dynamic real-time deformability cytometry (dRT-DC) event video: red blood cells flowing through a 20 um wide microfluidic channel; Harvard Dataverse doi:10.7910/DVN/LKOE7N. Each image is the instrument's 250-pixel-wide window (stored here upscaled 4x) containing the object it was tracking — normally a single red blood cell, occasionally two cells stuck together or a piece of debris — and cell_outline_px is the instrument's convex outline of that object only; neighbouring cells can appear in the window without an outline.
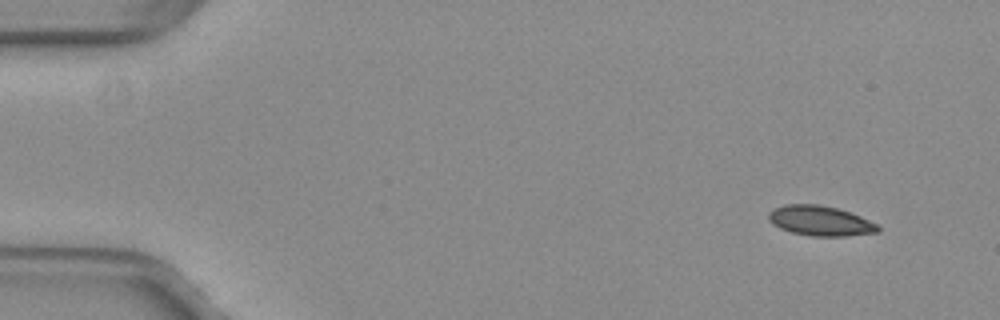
{"species": "common noctule bat (a hibernating species)", "species_latin": "Nyctalus noctula", "temperature_condition": "warm", "stored_images_in_passage": 49, "camera_frame_rate_fps": 3000, "um_per_image_px": 0.085, "animal": {"sex": "female", "body_mass_g": 29.2, "forearm_length_mm": 56.3}, "frame": {"image": 1, "passage_image": 1, "time_ms": 0.0, "image_size_px": [1000, 320], "cell_outline_px": [[880, 232], [844, 236], [812, 236], [792, 232], [780, 228], [772, 224], [768, 220], [768, 212], [772, 208], [784, 204], [820, 204], [836, 208], [860, 216], [876, 224], [880, 228]], "centroid_in_image_um": [69.67, 18.76], "position_along_channel_um": 15.3, "area_um2": 19.13}}
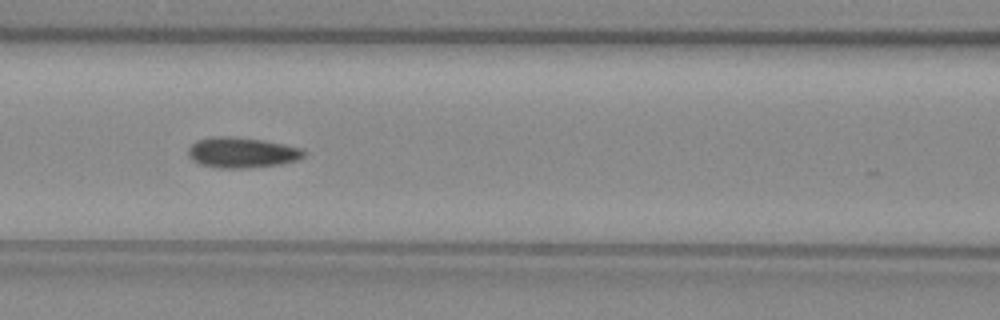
{"frame": {"image": 2, "passage_image": 20, "time_ms": 6.333, "image_size_px": [1000, 320], "cell_outline_px": [[308, 152], [304, 156], [296, 160], [280, 164], [244, 168], [220, 168], [200, 164], [192, 160], [188, 156], [188, 148], [196, 140], [212, 136], [228, 136], [264, 140], [304, 148]], "centroid_in_image_um": [20.57, 12.96], "position_along_channel_um": 146.0, "area_um2": 20.69}}
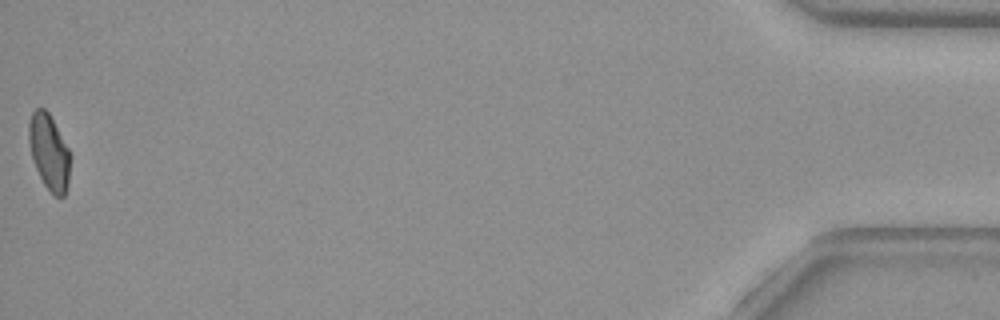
{"frame": {"image": 3, "passage_image": 49, "time_ms": 16.0, "image_size_px": [1000, 320], "cell_outline_px": [[72, 156], [68, 184], [64, 196], [56, 196], [44, 184], [36, 168], [32, 156], [28, 140], [28, 124], [32, 112], [36, 108], [44, 108], [48, 112], [68, 148]], "centroid_in_image_um": [4.19, 12.91], "position_along_channel_um": 431.0, "area_um2": 18.15}, "authors_computed_cell_mechanics": {"area_um2": 19.5364, "velocity_mm_per_s": 3.99, "shape_relaxation_time_tau1_ms": null, "shape_relaxation_time_tau2_ms": 2.1099, "deformation_change_tau1": null, "deformation_change_tau2": 0.053}}